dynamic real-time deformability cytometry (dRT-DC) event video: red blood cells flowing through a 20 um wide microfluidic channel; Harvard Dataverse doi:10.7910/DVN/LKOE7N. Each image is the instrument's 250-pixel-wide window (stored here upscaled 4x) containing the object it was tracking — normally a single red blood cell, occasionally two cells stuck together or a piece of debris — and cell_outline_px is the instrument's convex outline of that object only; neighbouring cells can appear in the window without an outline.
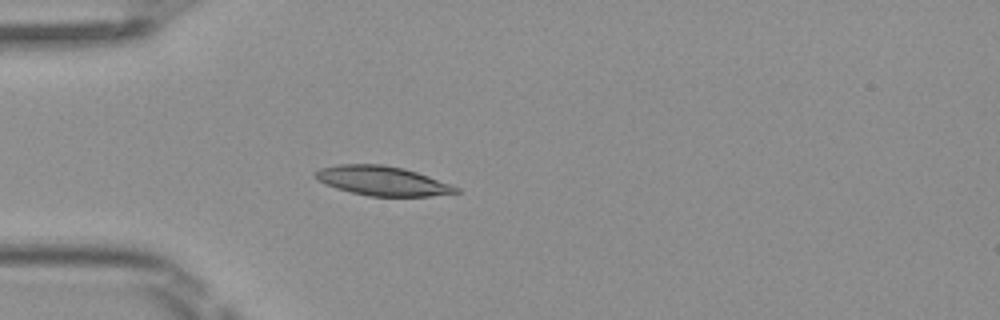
{"species": "Egyptian fruit bat (a non-hibernating species)", "species_latin": "Rousettus aegyptiacus", "temperature_condition": "room temperature", "stored_images_in_passage": 4, "camera_frame_rate_fps": 3000, "um_per_image_px": 0.085, "frame": {"image": 1, "passage_image": 4, "time_ms": 1.0, "image_size_px": [1000, 320], "cell_outline_px": [[460, 192], [428, 196], [368, 196], [336, 188], [324, 184], [316, 180], [312, 176], [312, 172], [320, 168], [336, 164], [384, 164], [404, 168], [428, 176], [460, 188]], "centroid_in_image_um": [32.42, 15.36], "position_along_channel_um": 52.6, "area_um2": 24.22}}